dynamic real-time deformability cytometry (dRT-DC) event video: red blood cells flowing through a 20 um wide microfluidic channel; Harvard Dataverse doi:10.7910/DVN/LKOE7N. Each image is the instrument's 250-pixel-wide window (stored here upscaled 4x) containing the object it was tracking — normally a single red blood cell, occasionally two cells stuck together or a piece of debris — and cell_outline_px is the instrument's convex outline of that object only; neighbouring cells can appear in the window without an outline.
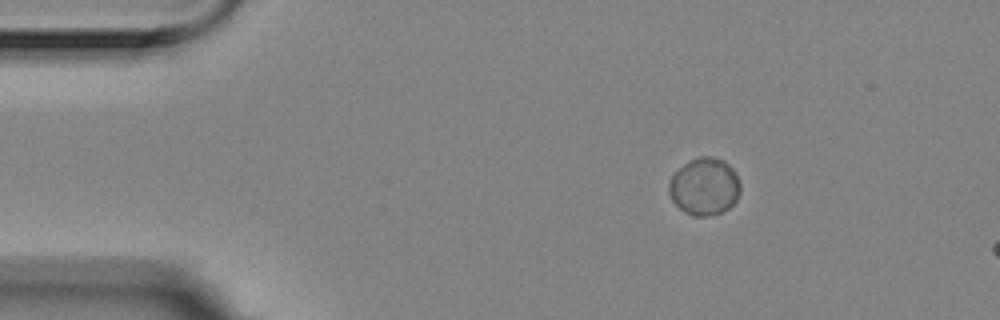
{"species": "Egyptian fruit bat (a non-hibernating species)", "species_latin": "Rousettus aegyptiacus", "temperature_condition": "room temperature", "stored_images_in_passage": 3, "segment_of_instrument_passage": [1, 2], "camera_frame_rate_fps": 3000, "um_per_image_px": 0.085, "animal": {"sex": "female"}, "frame": {"image": 1, "passage_image": 1, "time_ms": 0.0, "image_size_px": [1000, 320], "cell_outline_px": [[740, 192], [736, 200], [728, 208], [720, 212], [708, 216], [692, 216], [684, 212], [672, 200], [668, 192], [668, 184], [672, 176], [684, 164], [700, 156], [708, 156], [724, 160], [732, 168], [740, 184]], "centroid_in_image_um": [59.87, 15.86], "position_along_channel_um": 25.1, "area_um2": 23.64}}